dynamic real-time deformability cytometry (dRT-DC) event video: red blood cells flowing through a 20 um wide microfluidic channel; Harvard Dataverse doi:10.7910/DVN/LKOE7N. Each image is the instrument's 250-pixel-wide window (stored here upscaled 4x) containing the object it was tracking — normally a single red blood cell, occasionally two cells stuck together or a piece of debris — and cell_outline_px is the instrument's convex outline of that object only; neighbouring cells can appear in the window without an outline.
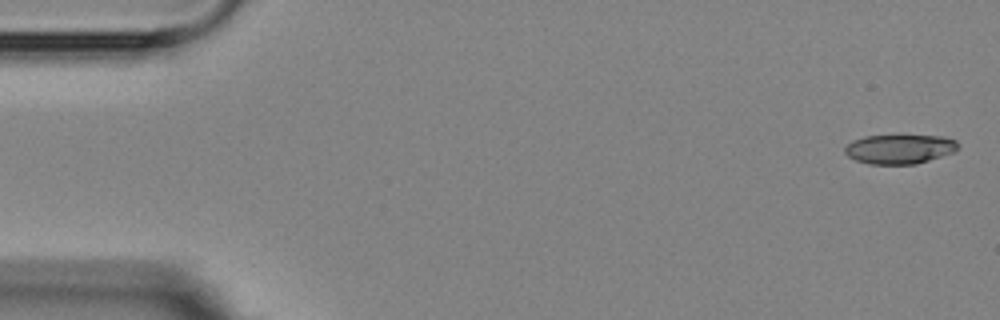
{"species": "Egyptian fruit bat (a non-hibernating species)", "species_latin": "Rousettus aegyptiacus", "temperature_condition": "room temperature", "stored_images_in_passage": 14, "camera_frame_rate_fps": 3000, "um_per_image_px": 0.085, "animal": {"sex": "female"}, "frame": {"image": 1, "passage_image": 1, "time_ms": 0.0, "image_size_px": [1000, 320], "cell_outline_px": [[960, 148], [952, 152], [916, 164], [868, 164], [856, 160], [848, 156], [844, 152], [844, 148], [852, 140], [864, 136], [944, 136], [956, 140]], "centroid_in_image_um": [76.45, 12.67], "position_along_channel_um": 8.6, "area_um2": 19.25}}
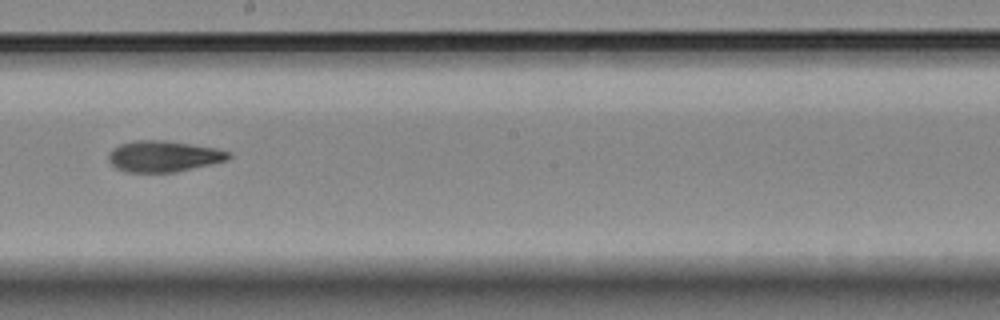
{"frame": {"image": 2, "passage_image": 8, "time_ms": 9.667, "image_size_px": [1000, 320], "cell_outline_px": [[232, 156], [228, 160], [176, 172], [124, 172], [116, 168], [108, 160], [108, 152], [112, 148], [120, 144], [136, 140], [160, 140], [216, 148], [232, 152]], "centroid_in_image_um": [13.89, 13.29], "position_along_channel_um": 234.3, "area_um2": 21.79}}
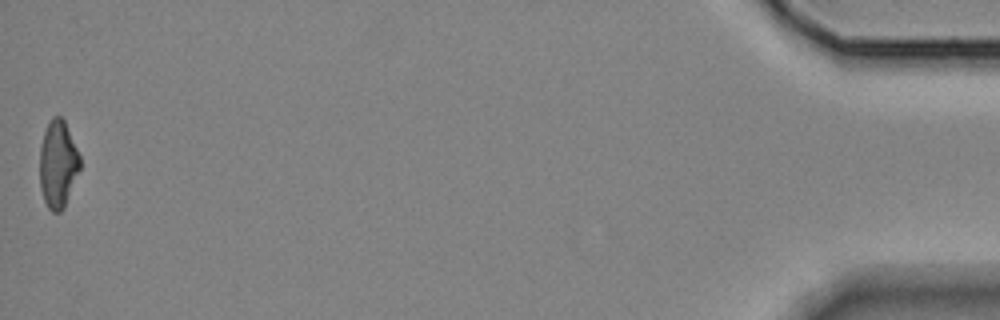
{"frame": {"image": 3, "passage_image": 14, "time_ms": 17.667, "image_size_px": [1000, 320], "cell_outline_px": [[80, 168], [64, 208], [60, 212], [52, 212], [48, 208], [44, 200], [40, 188], [40, 148], [44, 132], [48, 120], [52, 116], [60, 116], [64, 120], [80, 156]], "centroid_in_image_um": [4.91, 13.95], "position_along_channel_um": 430.3, "area_um2": 20.46}, "authors_computed_cell_mechanics": {"area_um2": 21.386, "velocity_mm_per_s": 3.6513, "shape_relaxation_time_tau1_ms": null, "shape_relaxation_time_tau2_ms": 2.9002, "deformation_change_tau1": null, "deformation_change_tau2": 0.0945}}